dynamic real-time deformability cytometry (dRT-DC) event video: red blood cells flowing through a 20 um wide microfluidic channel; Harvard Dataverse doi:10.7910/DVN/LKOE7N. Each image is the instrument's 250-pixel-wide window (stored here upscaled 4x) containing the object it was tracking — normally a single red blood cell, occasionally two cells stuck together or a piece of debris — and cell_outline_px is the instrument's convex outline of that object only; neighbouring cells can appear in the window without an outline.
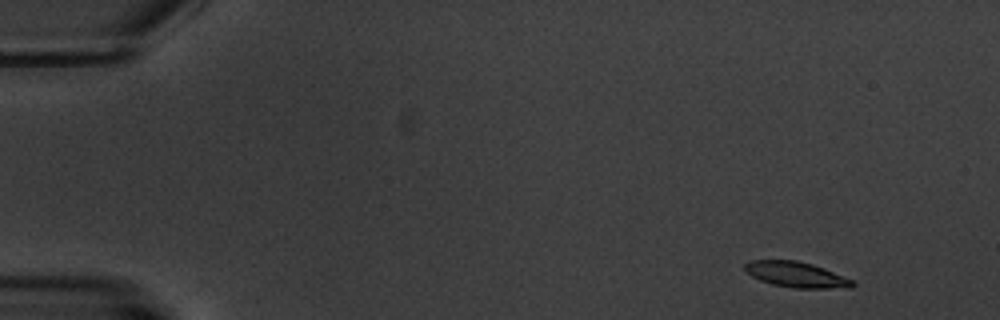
{"species": "common noctule bat (a hibernating species)", "species_latin": "Nyctalus noctula", "temperature_condition": "warm", "stored_images_in_passage": 6, "camera_frame_rate_fps": 3000, "um_per_image_px": 0.085, "animal": {"sex": "male", "body_mass_g": 20.1, "forearm_length_mm": 53.5}, "frame": {"image": 1, "passage_image": 1, "time_ms": 0.0, "image_size_px": [1000, 320], "cell_outline_px": [[856, 284], [852, 288], [796, 288], [772, 284], [760, 280], [752, 276], [744, 268], [744, 264], [752, 260], [796, 260], [812, 264], [824, 268], [856, 280]], "centroid_in_image_um": [67.76, 23.34], "position_along_channel_um": 17.2, "area_um2": 16.13}}
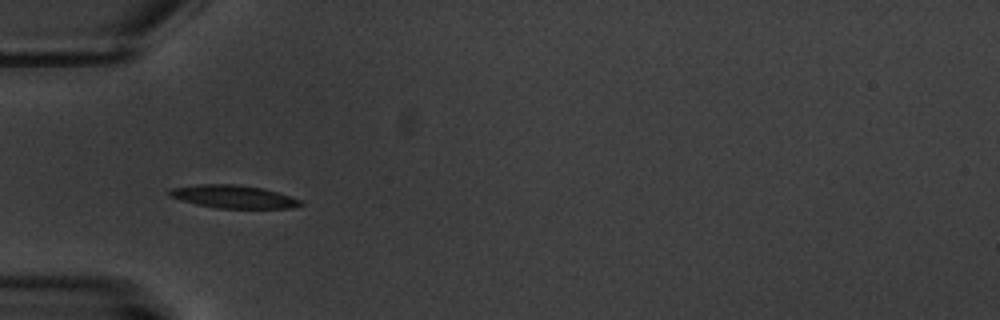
{"frame": {"image": 2, "passage_image": 5, "time_ms": 4.667, "image_size_px": [1000, 320], "cell_outline_px": [[304, 204], [292, 208], [216, 208], [196, 204], [168, 196], [168, 192], [172, 188], [200, 184], [236, 184], [260, 188], [276, 192], [304, 200]], "centroid_in_image_um": [19.87, 16.72], "position_along_channel_um": 65.1, "area_um2": 17.46}}